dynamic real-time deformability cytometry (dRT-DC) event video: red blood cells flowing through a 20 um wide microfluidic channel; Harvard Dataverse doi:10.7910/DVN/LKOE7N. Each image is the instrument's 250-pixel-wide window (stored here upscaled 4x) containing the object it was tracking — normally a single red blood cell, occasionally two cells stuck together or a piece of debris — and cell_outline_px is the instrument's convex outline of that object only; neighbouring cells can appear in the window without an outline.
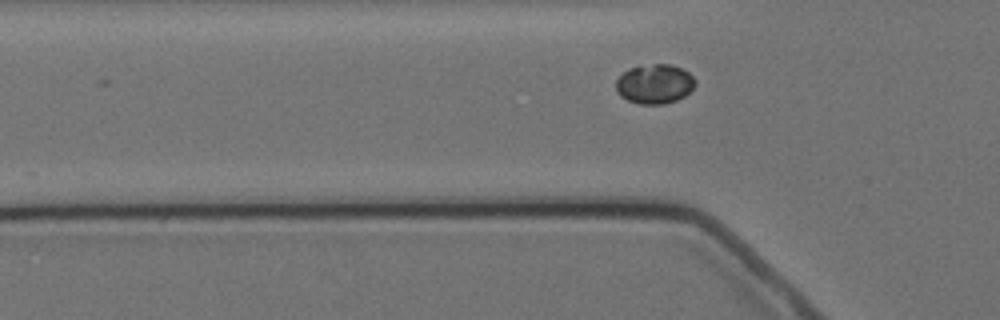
{"species": "Egyptian fruit bat (a non-hibernating species)", "species_latin": "Rousettus aegyptiacus", "temperature_condition": "cold", "stored_images_in_passage": 4, "camera_frame_rate_fps": 3000, "um_per_image_px": 0.085, "animal": {"sex": "female"}, "frame": {"image": 1, "passage_image": 4, "time_ms": 4.333, "image_size_px": [1000, 320], "cell_outline_px": [[696, 84], [684, 96], [676, 100], [664, 104], [640, 104], [628, 100], [620, 96], [616, 92], [616, 80], [628, 68], [652, 64], [672, 64], [688, 72], [696, 80]], "centroid_in_image_um": [55.63, 7.13], "position_along_channel_um": 70.2, "area_um2": 18.21}}